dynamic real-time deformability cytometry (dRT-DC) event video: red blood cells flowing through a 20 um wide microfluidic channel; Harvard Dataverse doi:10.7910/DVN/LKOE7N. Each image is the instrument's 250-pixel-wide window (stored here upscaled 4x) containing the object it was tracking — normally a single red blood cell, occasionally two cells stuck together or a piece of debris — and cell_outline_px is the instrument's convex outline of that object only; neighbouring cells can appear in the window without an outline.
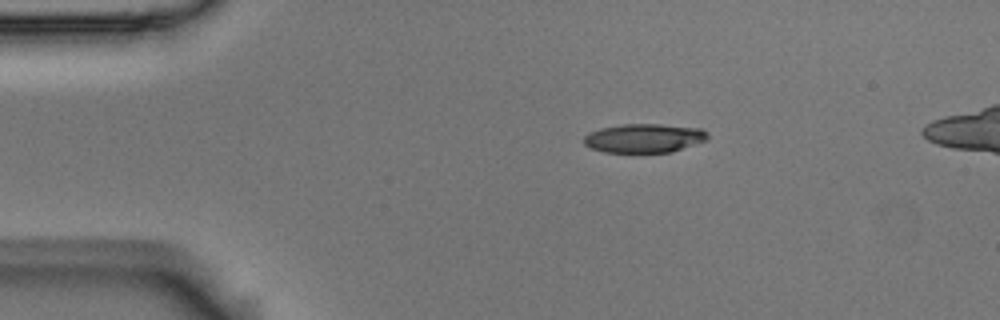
{"species": "Egyptian fruit bat (a non-hibernating species)", "species_latin": "Rousettus aegyptiacus", "temperature_condition": "room temperature", "stored_images_in_passage": 3, "camera_frame_rate_fps": 3000, "um_per_image_px": 0.085, "animal": {"sex": "male"}, "frame": {"image": 1, "passage_image": 1, "time_ms": 0.0, "image_size_px": [1000, 320], "cell_outline_px": [[708, 140], [672, 152], [604, 152], [592, 148], [584, 144], [584, 136], [588, 132], [600, 128], [620, 124], [660, 124], [700, 128], [708, 132]], "centroid_in_image_um": [54.76, 11.74], "position_along_channel_um": 30.2, "area_um2": 20.98}}